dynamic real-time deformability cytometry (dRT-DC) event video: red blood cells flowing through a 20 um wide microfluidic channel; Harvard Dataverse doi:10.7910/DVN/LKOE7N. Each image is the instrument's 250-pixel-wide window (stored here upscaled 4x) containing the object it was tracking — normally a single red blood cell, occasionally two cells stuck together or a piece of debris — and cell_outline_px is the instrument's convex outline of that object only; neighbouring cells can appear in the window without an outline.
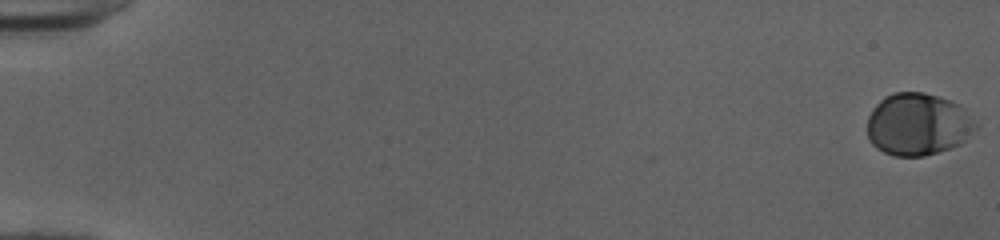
{"species": "human", "species_latin": "Homo sapiens", "temperature_condition": "cold", "stored_images_in_passage": 53, "camera_frame_rate_fps": 3000, "um_per_image_px": 0.085, "donor": {"sex": "female"}, "frame": {"image": 1, "passage_image": 1, "time_ms": 0.0, "image_size_px": [1000, 240], "cell_outline_px": [[980, 124], [960, 144], [952, 148], [924, 156], [896, 156], [884, 152], [876, 148], [872, 144], [868, 136], [868, 116], [872, 108], [884, 96], [892, 92], [924, 92], [952, 100], [960, 104]], "centroid_in_image_um": [78.05, 10.55], "position_along_channel_um": 7.0, "area_um2": 39.82}}
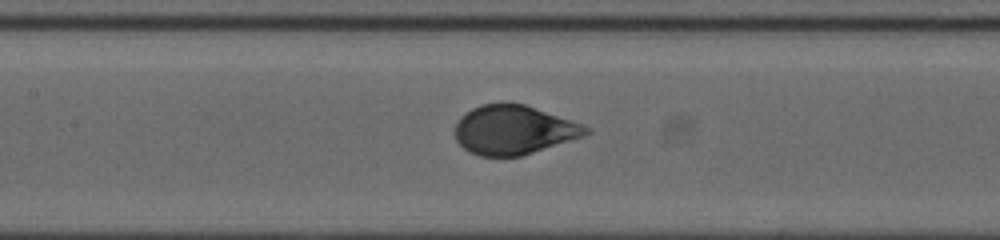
{"frame": {"image": 2, "passage_image": 27, "time_ms": 8.667, "image_size_px": [1000, 240], "cell_outline_px": [[592, 132], [584, 136], [520, 156], [480, 156], [468, 152], [456, 140], [456, 124], [460, 116], [472, 108], [480, 104], [504, 100], [524, 104], [592, 128]], "centroid_in_image_um": [43.64, 11.01], "position_along_channel_um": 163.8, "area_um2": 37.63}}
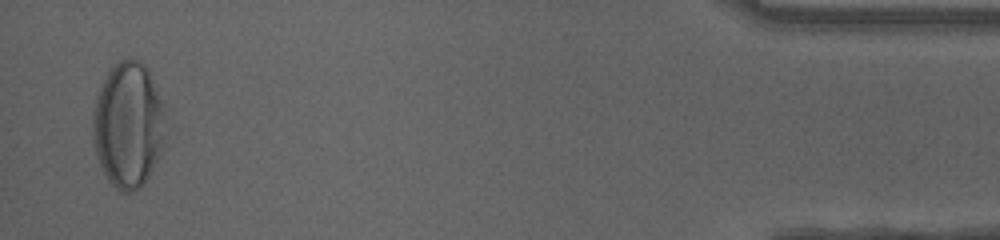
{"frame": {"image": 3, "passage_image": 52, "time_ms": 17.0, "image_size_px": [1000, 240], "cell_outline_px": [[164, 136], [156, 160], [148, 176], [140, 188], [132, 192], [120, 192], [108, 180], [96, 156], [92, 136], [92, 112], [96, 92], [112, 64], [128, 56], [132, 56], [140, 60], [148, 68], [164, 112]], "centroid_in_image_um": [10.84, 10.56], "position_along_channel_um": 424.4, "area_um2": 53.35}, "authors_computed_cell_mechanics": {"area_um2": 39.3618, "velocity_mm_per_s": 3.9863, "shape_relaxation_time_tau1_ms": 3.1402, "shape_relaxation_time_tau2_ms": null, "deformation_change_tau1": 0.1545, "deformation_change_tau2": null}}